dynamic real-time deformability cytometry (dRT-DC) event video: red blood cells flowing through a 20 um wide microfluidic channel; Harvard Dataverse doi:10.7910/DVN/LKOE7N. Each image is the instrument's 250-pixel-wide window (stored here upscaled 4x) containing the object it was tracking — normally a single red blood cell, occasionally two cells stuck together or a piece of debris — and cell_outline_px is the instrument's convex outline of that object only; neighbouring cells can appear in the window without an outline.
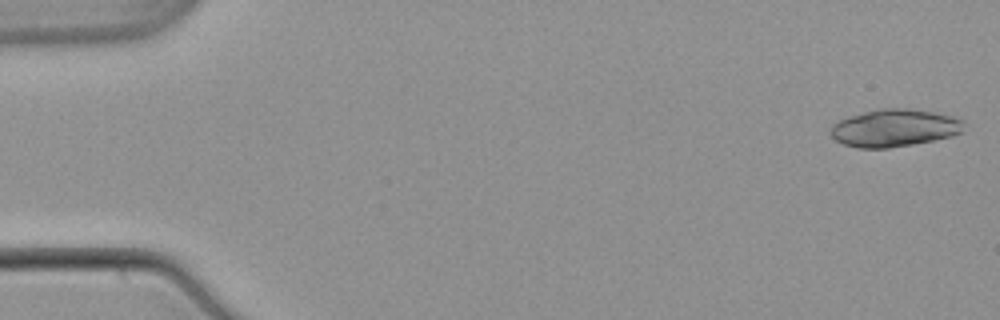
{"species": "common noctule bat (a hibernating species)", "species_latin": "Nyctalus noctula", "temperature_condition": "warm", "stored_images_in_passage": 19, "camera_frame_rate_fps": 3000, "um_per_image_px": 0.085, "animal": {"sex": "male", "body_mass_g": 21.5, "forearm_length_mm": 52.0}, "frame": {"image": 1, "passage_image": 1, "time_ms": 0.0, "image_size_px": [1000, 320], "cell_outline_px": [[964, 120], [960, 132], [952, 136], [912, 144], [888, 148], [856, 148], [844, 144], [836, 140], [828, 132], [832, 124], [848, 116], [880, 108], [908, 108], [936, 112], [952, 116]], "centroid_in_image_um": [75.98, 10.87], "position_along_channel_um": 9.0, "area_um2": 29.13}}
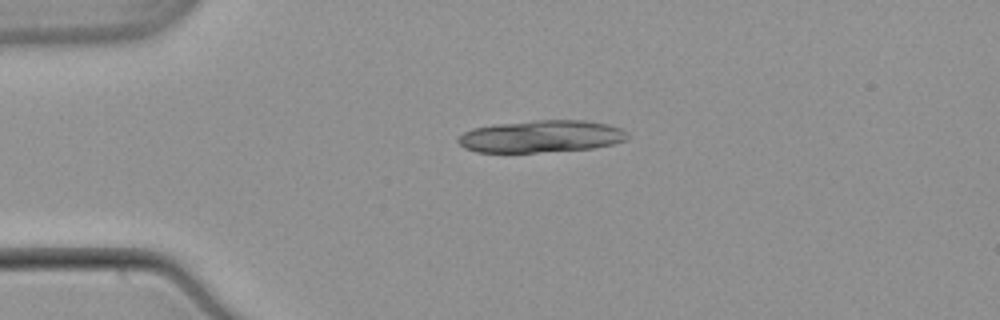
{"frame": {"image": 2, "passage_image": 12, "time_ms": 3.667, "image_size_px": [1000, 320], "cell_outline_px": [[628, 136], [624, 140], [612, 144], [592, 148], [536, 152], [476, 152], [464, 148], [456, 140], [464, 132], [472, 128], [492, 124], [536, 120], [584, 120], [608, 124], [620, 128], [628, 132]], "centroid_in_image_um": [45.97, 11.58], "position_along_channel_um": 39.0, "area_um2": 31.73}}